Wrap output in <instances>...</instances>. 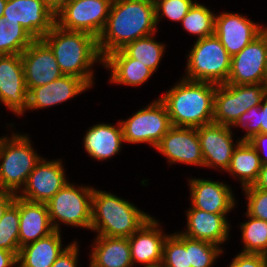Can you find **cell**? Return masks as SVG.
<instances>
[{"label":"cell","instance_id":"29","mask_svg":"<svg viewBox=\"0 0 267 267\" xmlns=\"http://www.w3.org/2000/svg\"><path fill=\"white\" fill-rule=\"evenodd\" d=\"M153 35L127 43L121 50L130 58L137 60L154 72L164 54V45L153 39Z\"/></svg>","mask_w":267,"mask_h":267},{"label":"cell","instance_id":"11","mask_svg":"<svg viewBox=\"0 0 267 267\" xmlns=\"http://www.w3.org/2000/svg\"><path fill=\"white\" fill-rule=\"evenodd\" d=\"M267 28L231 57L226 84H266Z\"/></svg>","mask_w":267,"mask_h":267},{"label":"cell","instance_id":"18","mask_svg":"<svg viewBox=\"0 0 267 267\" xmlns=\"http://www.w3.org/2000/svg\"><path fill=\"white\" fill-rule=\"evenodd\" d=\"M266 27L236 13H221L215 16V35L232 57L239 53Z\"/></svg>","mask_w":267,"mask_h":267},{"label":"cell","instance_id":"36","mask_svg":"<svg viewBox=\"0 0 267 267\" xmlns=\"http://www.w3.org/2000/svg\"><path fill=\"white\" fill-rule=\"evenodd\" d=\"M162 263L167 267H191L186 251V236L177 232L167 236L163 246Z\"/></svg>","mask_w":267,"mask_h":267},{"label":"cell","instance_id":"2","mask_svg":"<svg viewBox=\"0 0 267 267\" xmlns=\"http://www.w3.org/2000/svg\"><path fill=\"white\" fill-rule=\"evenodd\" d=\"M216 84L181 79L159 99L172 126L198 128L213 123Z\"/></svg>","mask_w":267,"mask_h":267},{"label":"cell","instance_id":"7","mask_svg":"<svg viewBox=\"0 0 267 267\" xmlns=\"http://www.w3.org/2000/svg\"><path fill=\"white\" fill-rule=\"evenodd\" d=\"M67 182L46 204L52 227L60 231V224L91 227V208L93 189L88 186H76ZM59 220V221H58Z\"/></svg>","mask_w":267,"mask_h":267},{"label":"cell","instance_id":"27","mask_svg":"<svg viewBox=\"0 0 267 267\" xmlns=\"http://www.w3.org/2000/svg\"><path fill=\"white\" fill-rule=\"evenodd\" d=\"M103 64L111 70L110 82L130 86H140L154 73L147 66L128 57L121 49L103 58Z\"/></svg>","mask_w":267,"mask_h":267},{"label":"cell","instance_id":"39","mask_svg":"<svg viewBox=\"0 0 267 267\" xmlns=\"http://www.w3.org/2000/svg\"><path fill=\"white\" fill-rule=\"evenodd\" d=\"M229 267H267V255L258 253H239Z\"/></svg>","mask_w":267,"mask_h":267},{"label":"cell","instance_id":"33","mask_svg":"<svg viewBox=\"0 0 267 267\" xmlns=\"http://www.w3.org/2000/svg\"><path fill=\"white\" fill-rule=\"evenodd\" d=\"M34 40L24 27H6L0 18V55L21 54Z\"/></svg>","mask_w":267,"mask_h":267},{"label":"cell","instance_id":"46","mask_svg":"<svg viewBox=\"0 0 267 267\" xmlns=\"http://www.w3.org/2000/svg\"><path fill=\"white\" fill-rule=\"evenodd\" d=\"M6 3H7V0H0V18H3V12L5 9Z\"/></svg>","mask_w":267,"mask_h":267},{"label":"cell","instance_id":"24","mask_svg":"<svg viewBox=\"0 0 267 267\" xmlns=\"http://www.w3.org/2000/svg\"><path fill=\"white\" fill-rule=\"evenodd\" d=\"M117 126L96 124L86 132L84 146L92 158L102 161L119 153L124 137L120 122Z\"/></svg>","mask_w":267,"mask_h":267},{"label":"cell","instance_id":"15","mask_svg":"<svg viewBox=\"0 0 267 267\" xmlns=\"http://www.w3.org/2000/svg\"><path fill=\"white\" fill-rule=\"evenodd\" d=\"M61 160L41 159L27 178L22 194L17 197L39 203H47L66 183Z\"/></svg>","mask_w":267,"mask_h":267},{"label":"cell","instance_id":"47","mask_svg":"<svg viewBox=\"0 0 267 267\" xmlns=\"http://www.w3.org/2000/svg\"><path fill=\"white\" fill-rule=\"evenodd\" d=\"M153 267H167V266H165L163 263H159V264L154 265Z\"/></svg>","mask_w":267,"mask_h":267},{"label":"cell","instance_id":"13","mask_svg":"<svg viewBox=\"0 0 267 267\" xmlns=\"http://www.w3.org/2000/svg\"><path fill=\"white\" fill-rule=\"evenodd\" d=\"M0 101L16 115L28 107L21 54L0 55Z\"/></svg>","mask_w":267,"mask_h":267},{"label":"cell","instance_id":"3","mask_svg":"<svg viewBox=\"0 0 267 267\" xmlns=\"http://www.w3.org/2000/svg\"><path fill=\"white\" fill-rule=\"evenodd\" d=\"M41 39L52 50L64 75L79 77L92 87L91 66L98 61L103 63L97 38L86 32L62 29L55 23Z\"/></svg>","mask_w":267,"mask_h":267},{"label":"cell","instance_id":"10","mask_svg":"<svg viewBox=\"0 0 267 267\" xmlns=\"http://www.w3.org/2000/svg\"><path fill=\"white\" fill-rule=\"evenodd\" d=\"M113 0H69L56 14V24L66 30L82 31L98 38Z\"/></svg>","mask_w":267,"mask_h":267},{"label":"cell","instance_id":"21","mask_svg":"<svg viewBox=\"0 0 267 267\" xmlns=\"http://www.w3.org/2000/svg\"><path fill=\"white\" fill-rule=\"evenodd\" d=\"M88 88L90 86L83 79L73 75H63L49 84L30 89L27 109H43L64 103Z\"/></svg>","mask_w":267,"mask_h":267},{"label":"cell","instance_id":"23","mask_svg":"<svg viewBox=\"0 0 267 267\" xmlns=\"http://www.w3.org/2000/svg\"><path fill=\"white\" fill-rule=\"evenodd\" d=\"M54 231L46 203L31 202L19 198L20 247L44 238Z\"/></svg>","mask_w":267,"mask_h":267},{"label":"cell","instance_id":"8","mask_svg":"<svg viewBox=\"0 0 267 267\" xmlns=\"http://www.w3.org/2000/svg\"><path fill=\"white\" fill-rule=\"evenodd\" d=\"M267 84H216L213 123L232 127L253 106H260Z\"/></svg>","mask_w":267,"mask_h":267},{"label":"cell","instance_id":"25","mask_svg":"<svg viewBox=\"0 0 267 267\" xmlns=\"http://www.w3.org/2000/svg\"><path fill=\"white\" fill-rule=\"evenodd\" d=\"M91 252V267H133L128 238L98 236Z\"/></svg>","mask_w":267,"mask_h":267},{"label":"cell","instance_id":"20","mask_svg":"<svg viewBox=\"0 0 267 267\" xmlns=\"http://www.w3.org/2000/svg\"><path fill=\"white\" fill-rule=\"evenodd\" d=\"M191 208L214 214H227L235 207V199L229 186L222 182L190 179Z\"/></svg>","mask_w":267,"mask_h":267},{"label":"cell","instance_id":"1","mask_svg":"<svg viewBox=\"0 0 267 267\" xmlns=\"http://www.w3.org/2000/svg\"><path fill=\"white\" fill-rule=\"evenodd\" d=\"M154 0H113L107 22L97 38L102 58L127 43L157 31Z\"/></svg>","mask_w":267,"mask_h":267},{"label":"cell","instance_id":"43","mask_svg":"<svg viewBox=\"0 0 267 267\" xmlns=\"http://www.w3.org/2000/svg\"><path fill=\"white\" fill-rule=\"evenodd\" d=\"M17 265V256L6 249L0 248V267H13Z\"/></svg>","mask_w":267,"mask_h":267},{"label":"cell","instance_id":"12","mask_svg":"<svg viewBox=\"0 0 267 267\" xmlns=\"http://www.w3.org/2000/svg\"><path fill=\"white\" fill-rule=\"evenodd\" d=\"M6 27H24L41 39L56 23L54 12L42 0H7L3 12Z\"/></svg>","mask_w":267,"mask_h":267},{"label":"cell","instance_id":"31","mask_svg":"<svg viewBox=\"0 0 267 267\" xmlns=\"http://www.w3.org/2000/svg\"><path fill=\"white\" fill-rule=\"evenodd\" d=\"M0 248L13 252L17 257L19 245V197L6 209L0 220Z\"/></svg>","mask_w":267,"mask_h":267},{"label":"cell","instance_id":"9","mask_svg":"<svg viewBox=\"0 0 267 267\" xmlns=\"http://www.w3.org/2000/svg\"><path fill=\"white\" fill-rule=\"evenodd\" d=\"M119 122L124 142L132 144L145 142L153 148H156L172 127L167 108L160 99L134 113L129 119Z\"/></svg>","mask_w":267,"mask_h":267},{"label":"cell","instance_id":"4","mask_svg":"<svg viewBox=\"0 0 267 267\" xmlns=\"http://www.w3.org/2000/svg\"><path fill=\"white\" fill-rule=\"evenodd\" d=\"M150 218L125 199L93 189L90 229L98 236L129 238Z\"/></svg>","mask_w":267,"mask_h":267},{"label":"cell","instance_id":"5","mask_svg":"<svg viewBox=\"0 0 267 267\" xmlns=\"http://www.w3.org/2000/svg\"><path fill=\"white\" fill-rule=\"evenodd\" d=\"M27 135L0 138V190L18 194L28 176L42 159L33 150Z\"/></svg>","mask_w":267,"mask_h":267},{"label":"cell","instance_id":"35","mask_svg":"<svg viewBox=\"0 0 267 267\" xmlns=\"http://www.w3.org/2000/svg\"><path fill=\"white\" fill-rule=\"evenodd\" d=\"M186 251L191 267H213V263L223 252L218 245L189 237H186Z\"/></svg>","mask_w":267,"mask_h":267},{"label":"cell","instance_id":"42","mask_svg":"<svg viewBox=\"0 0 267 267\" xmlns=\"http://www.w3.org/2000/svg\"><path fill=\"white\" fill-rule=\"evenodd\" d=\"M16 196L15 193L0 190V220L6 209L15 201Z\"/></svg>","mask_w":267,"mask_h":267},{"label":"cell","instance_id":"16","mask_svg":"<svg viewBox=\"0 0 267 267\" xmlns=\"http://www.w3.org/2000/svg\"><path fill=\"white\" fill-rule=\"evenodd\" d=\"M156 149L167 157L169 163L204 164L197 128L172 126Z\"/></svg>","mask_w":267,"mask_h":267},{"label":"cell","instance_id":"19","mask_svg":"<svg viewBox=\"0 0 267 267\" xmlns=\"http://www.w3.org/2000/svg\"><path fill=\"white\" fill-rule=\"evenodd\" d=\"M159 228L158 221L151 217L128 238L133 264L153 267L162 263L163 246L168 235Z\"/></svg>","mask_w":267,"mask_h":267},{"label":"cell","instance_id":"30","mask_svg":"<svg viewBox=\"0 0 267 267\" xmlns=\"http://www.w3.org/2000/svg\"><path fill=\"white\" fill-rule=\"evenodd\" d=\"M215 16L209 8L195 2L181 22L186 31L198 35V40L214 35Z\"/></svg>","mask_w":267,"mask_h":267},{"label":"cell","instance_id":"17","mask_svg":"<svg viewBox=\"0 0 267 267\" xmlns=\"http://www.w3.org/2000/svg\"><path fill=\"white\" fill-rule=\"evenodd\" d=\"M231 127L210 123L197 128L198 138L204 159L203 166L219 167L227 170L234 149Z\"/></svg>","mask_w":267,"mask_h":267},{"label":"cell","instance_id":"38","mask_svg":"<svg viewBox=\"0 0 267 267\" xmlns=\"http://www.w3.org/2000/svg\"><path fill=\"white\" fill-rule=\"evenodd\" d=\"M247 199V214L267 221V191L256 189L253 185L243 188Z\"/></svg>","mask_w":267,"mask_h":267},{"label":"cell","instance_id":"26","mask_svg":"<svg viewBox=\"0 0 267 267\" xmlns=\"http://www.w3.org/2000/svg\"><path fill=\"white\" fill-rule=\"evenodd\" d=\"M60 231L28 243L20 248L17 257V267H51L61 253L68 247L62 248Z\"/></svg>","mask_w":267,"mask_h":267},{"label":"cell","instance_id":"32","mask_svg":"<svg viewBox=\"0 0 267 267\" xmlns=\"http://www.w3.org/2000/svg\"><path fill=\"white\" fill-rule=\"evenodd\" d=\"M242 223L243 253H258L267 255V221L251 217Z\"/></svg>","mask_w":267,"mask_h":267},{"label":"cell","instance_id":"22","mask_svg":"<svg viewBox=\"0 0 267 267\" xmlns=\"http://www.w3.org/2000/svg\"><path fill=\"white\" fill-rule=\"evenodd\" d=\"M187 231L182 235L220 246L228 239L226 214H214L197 208L187 210Z\"/></svg>","mask_w":267,"mask_h":267},{"label":"cell","instance_id":"34","mask_svg":"<svg viewBox=\"0 0 267 267\" xmlns=\"http://www.w3.org/2000/svg\"><path fill=\"white\" fill-rule=\"evenodd\" d=\"M244 127L246 134L240 139L248 141L259 133L267 134V93L262 99L260 106H253L242 114L233 126Z\"/></svg>","mask_w":267,"mask_h":267},{"label":"cell","instance_id":"28","mask_svg":"<svg viewBox=\"0 0 267 267\" xmlns=\"http://www.w3.org/2000/svg\"><path fill=\"white\" fill-rule=\"evenodd\" d=\"M261 167L262 163L257 150L248 141L239 139L226 172L237 176L242 188H245L257 181Z\"/></svg>","mask_w":267,"mask_h":267},{"label":"cell","instance_id":"41","mask_svg":"<svg viewBox=\"0 0 267 267\" xmlns=\"http://www.w3.org/2000/svg\"><path fill=\"white\" fill-rule=\"evenodd\" d=\"M248 142L257 150L262 165L267 164V155L261 157V152L266 150L267 134L259 133L254 135ZM267 151V150H266Z\"/></svg>","mask_w":267,"mask_h":267},{"label":"cell","instance_id":"45","mask_svg":"<svg viewBox=\"0 0 267 267\" xmlns=\"http://www.w3.org/2000/svg\"><path fill=\"white\" fill-rule=\"evenodd\" d=\"M56 14L69 0H42Z\"/></svg>","mask_w":267,"mask_h":267},{"label":"cell","instance_id":"14","mask_svg":"<svg viewBox=\"0 0 267 267\" xmlns=\"http://www.w3.org/2000/svg\"><path fill=\"white\" fill-rule=\"evenodd\" d=\"M21 59L28 91L49 84L64 75L52 50L42 39H35L21 53Z\"/></svg>","mask_w":267,"mask_h":267},{"label":"cell","instance_id":"48","mask_svg":"<svg viewBox=\"0 0 267 267\" xmlns=\"http://www.w3.org/2000/svg\"><path fill=\"white\" fill-rule=\"evenodd\" d=\"M266 84H267V54H266Z\"/></svg>","mask_w":267,"mask_h":267},{"label":"cell","instance_id":"44","mask_svg":"<svg viewBox=\"0 0 267 267\" xmlns=\"http://www.w3.org/2000/svg\"><path fill=\"white\" fill-rule=\"evenodd\" d=\"M256 189L267 191V164L262 165L257 181L253 184Z\"/></svg>","mask_w":267,"mask_h":267},{"label":"cell","instance_id":"37","mask_svg":"<svg viewBox=\"0 0 267 267\" xmlns=\"http://www.w3.org/2000/svg\"><path fill=\"white\" fill-rule=\"evenodd\" d=\"M154 3L156 23L159 22L161 16L181 23L195 2L193 0H154Z\"/></svg>","mask_w":267,"mask_h":267},{"label":"cell","instance_id":"40","mask_svg":"<svg viewBox=\"0 0 267 267\" xmlns=\"http://www.w3.org/2000/svg\"><path fill=\"white\" fill-rule=\"evenodd\" d=\"M78 242L70 243L51 267H77Z\"/></svg>","mask_w":267,"mask_h":267},{"label":"cell","instance_id":"6","mask_svg":"<svg viewBox=\"0 0 267 267\" xmlns=\"http://www.w3.org/2000/svg\"><path fill=\"white\" fill-rule=\"evenodd\" d=\"M187 59L184 79L217 85L227 82L231 56L215 34L196 40Z\"/></svg>","mask_w":267,"mask_h":267}]
</instances>
